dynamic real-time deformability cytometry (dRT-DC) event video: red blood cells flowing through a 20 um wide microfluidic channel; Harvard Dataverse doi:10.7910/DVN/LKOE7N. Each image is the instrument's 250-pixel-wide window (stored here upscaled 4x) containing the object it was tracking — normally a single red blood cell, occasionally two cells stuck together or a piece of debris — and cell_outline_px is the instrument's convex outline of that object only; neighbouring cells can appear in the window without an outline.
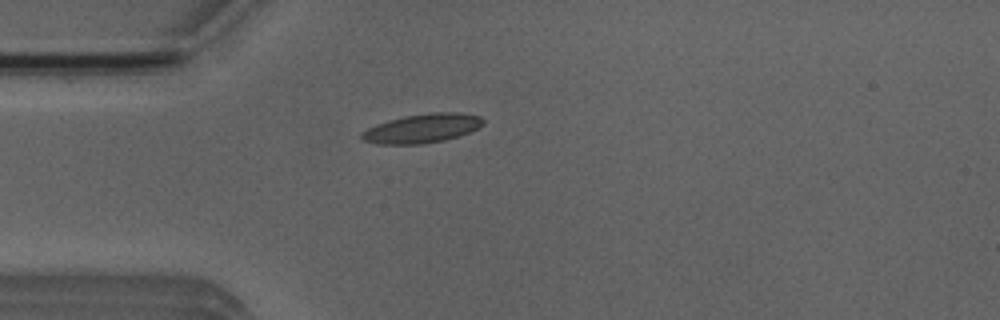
{"species": "Egyptian fruit bat (a non-hibernating species)", "species_latin": "Rousettus aegyptiacus", "temperature_condition": "room temperature", "stored_images_in_passage": 2, "camera_frame_rate_fps": 3000, "um_per_image_px": 0.085, "animal": {"sex": "male"}, "frame": {"image": 1, "passage_image": 2, "time_ms": 1.0, "image_size_px": [1000, 320], "cell_outline_px": [[484, 124], [468, 132], [444, 140], [424, 144], [376, 144], [360, 140], [360, 132], [376, 124], [388, 120], [404, 116], [428, 112], [460, 112], [480, 116], [484, 120]], "centroid_in_image_um": [35.83, 10.91], "position_along_channel_um": 49.2, "area_um2": 20.69}}